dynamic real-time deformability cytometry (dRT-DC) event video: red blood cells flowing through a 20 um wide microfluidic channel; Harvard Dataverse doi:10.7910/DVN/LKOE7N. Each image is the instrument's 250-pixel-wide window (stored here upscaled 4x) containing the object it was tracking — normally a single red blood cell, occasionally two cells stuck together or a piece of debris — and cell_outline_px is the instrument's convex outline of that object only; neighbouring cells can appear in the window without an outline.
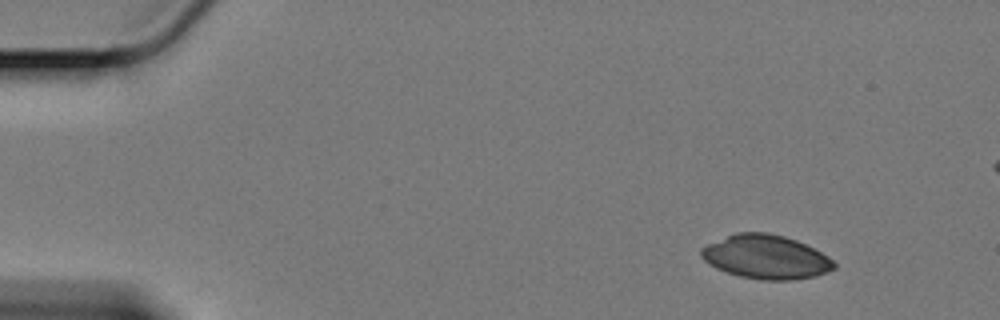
{"species": "Egyptian fruit bat (a non-hibernating species)", "species_latin": "Rousettus aegyptiacus", "temperature_condition": "cold", "stored_images_in_passage": 10, "camera_frame_rate_fps": 3000, "um_per_image_px": 0.085, "animal": {"sex": "female"}, "frame": {"image": 1, "passage_image": 1, "time_ms": 0.0, "image_size_px": [1000, 320], "cell_outline_px": [[836, 268], [816, 276], [792, 280], [764, 280], [740, 276], [716, 268], [708, 264], [700, 256], [700, 248], [708, 244], [736, 232], [768, 232], [784, 236], [796, 240], [828, 256], [836, 264]], "centroid_in_image_um": [65.09, 21.84], "position_along_channel_um": 19.9, "area_um2": 33.87}}